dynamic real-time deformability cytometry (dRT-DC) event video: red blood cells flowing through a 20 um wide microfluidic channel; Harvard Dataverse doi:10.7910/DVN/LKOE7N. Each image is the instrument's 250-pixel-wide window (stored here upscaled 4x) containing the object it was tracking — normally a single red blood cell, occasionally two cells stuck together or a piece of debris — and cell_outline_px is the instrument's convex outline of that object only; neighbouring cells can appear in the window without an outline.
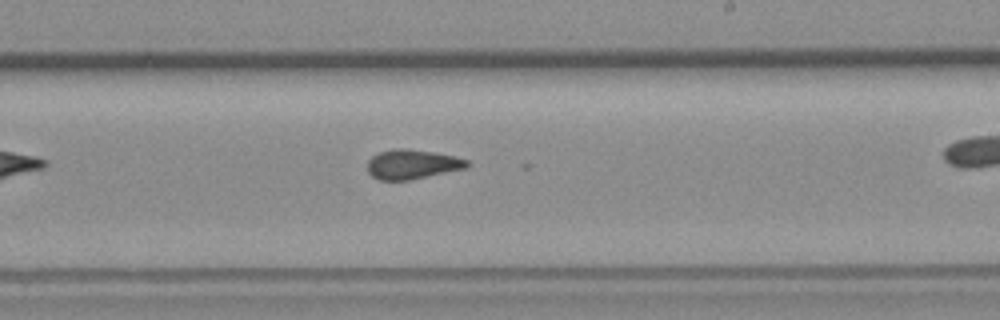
{"species": "common noctule bat (a hibernating species)", "species_latin": "Nyctalus noctula", "temperature_condition": "room temperature", "stored_images_in_passage": 27, "camera_frame_rate_fps": 3000, "um_per_image_px": 0.085, "animal": {"sex": "female", "body_mass_g": 19.3, "forearm_length_mm": 54.1}, "frame": {"image": 1, "passage_image": 16, "time_ms": 5.0, "image_size_px": [1000, 320], "cell_outline_px": [[468, 164], [464, 168], [408, 180], [380, 180], [372, 176], [368, 172], [368, 160], [372, 156], [380, 152], [396, 148], [404, 148], [436, 152], [456, 156], [468, 160]], "centroid_in_image_um": [35.01, 13.95], "position_along_channel_um": 254.0, "area_um2": 16.94}}
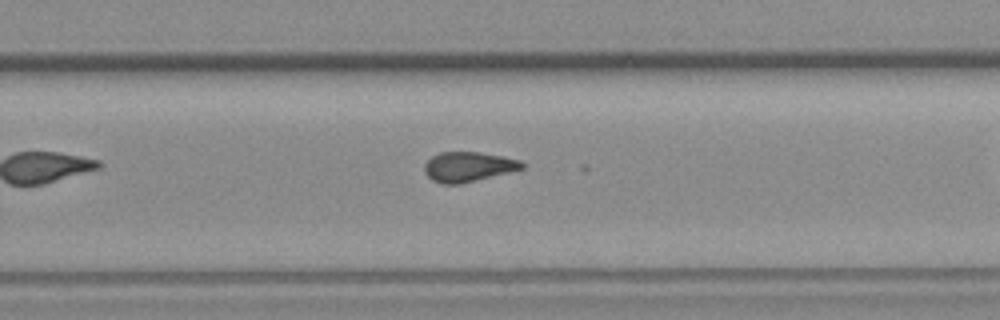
{"frame": {"image": 2, "passage_image": 19, "time_ms": 6.0, "image_size_px": [1000, 320], "cell_outline_px": [[528, 164], [524, 168], [460, 184], [440, 184], [432, 180], [424, 172], [424, 164], [432, 156], [440, 152], [476, 152], [500, 156], [520, 160]], "centroid_in_image_um": [39.79, 14.18], "position_along_channel_um": 290.0, "area_um2": 16.88}}